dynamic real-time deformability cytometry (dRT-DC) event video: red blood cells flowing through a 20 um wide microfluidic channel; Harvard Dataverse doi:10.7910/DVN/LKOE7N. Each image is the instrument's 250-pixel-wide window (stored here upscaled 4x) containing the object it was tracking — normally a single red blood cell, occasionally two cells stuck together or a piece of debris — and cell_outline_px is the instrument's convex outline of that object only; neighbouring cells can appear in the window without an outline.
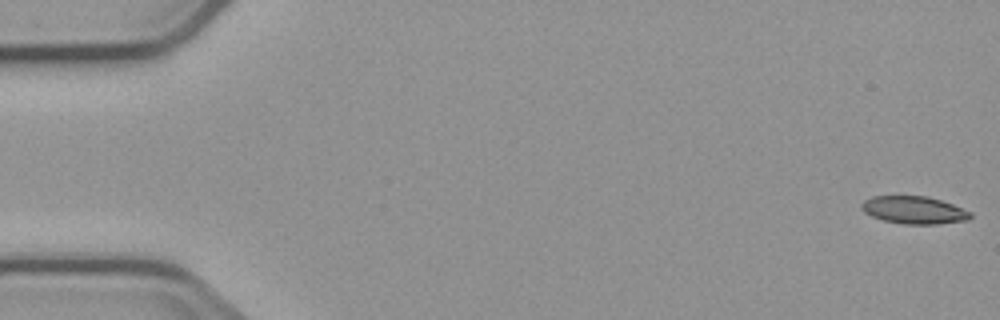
{"species": "common noctule bat (a hibernating species)", "species_latin": "Nyctalus noctula", "temperature_condition": "cold", "stored_images_in_passage": 5, "camera_frame_rate_fps": 3000, "um_per_image_px": 0.085, "animal": {"sex": "male", "body_mass_g": 23.1, "forearm_length_mm": 52.7}, "frame": {"image": 1, "passage_image": 1, "time_ms": 0.0, "image_size_px": [1000, 320], "cell_outline_px": [[972, 216], [968, 220], [936, 224], [904, 224], [884, 220], [872, 216], [864, 212], [860, 208], [860, 204], [864, 200], [872, 196], [928, 196], [952, 204], [972, 212]], "centroid_in_image_um": [77.68, 17.85], "position_along_channel_um": 7.3, "area_um2": 17.51}}
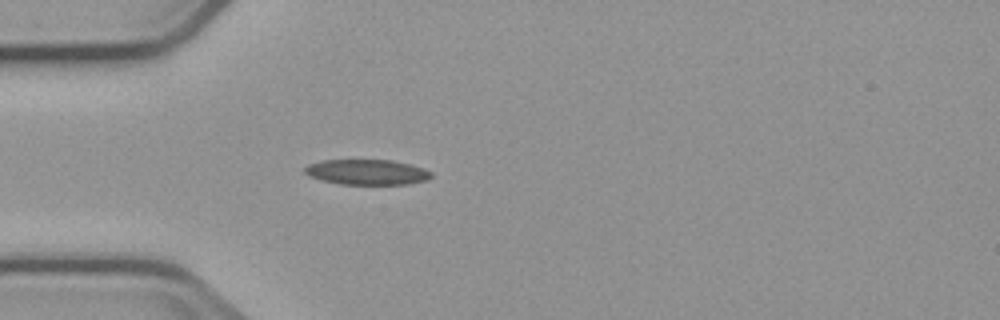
{"frame": {"image": 2, "passage_image": 5, "time_ms": 5.0, "image_size_px": [1000, 320], "cell_outline_px": [[432, 176], [428, 180], [408, 184], [340, 184], [320, 180], [308, 176], [304, 172], [304, 168], [308, 164], [324, 160], [392, 160], [424, 168], [432, 172]], "centroid_in_image_um": [31.18, 14.63], "position_along_channel_um": 53.8, "area_um2": 18.73}}